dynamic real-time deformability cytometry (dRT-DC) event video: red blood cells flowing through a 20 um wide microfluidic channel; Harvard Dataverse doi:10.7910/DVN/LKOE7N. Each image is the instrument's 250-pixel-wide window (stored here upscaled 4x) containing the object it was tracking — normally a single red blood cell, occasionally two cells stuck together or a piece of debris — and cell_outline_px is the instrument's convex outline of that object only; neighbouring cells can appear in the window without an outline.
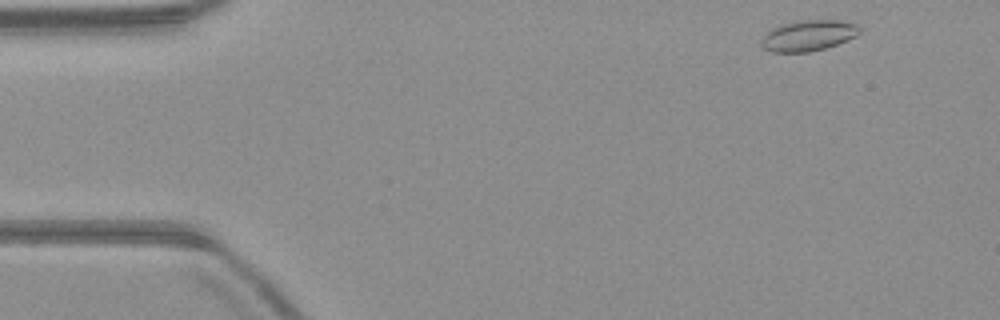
{"species": "common noctule bat (a hibernating species)", "species_latin": "Nyctalus noctula", "temperature_condition": "warm", "stored_images_in_passage": 47, "camera_frame_rate_fps": 3000, "um_per_image_px": 0.085, "animal": {"sex": "male", "body_mass_g": 23.1, "forearm_length_mm": 52.7}, "frame": {"image": 1, "passage_image": 1, "time_ms": 0.0, "image_size_px": [1000, 320], "cell_outline_px": [[860, 32], [856, 36], [848, 40], [824, 48], [808, 52], [772, 52], [764, 48], [760, 44], [760, 40], [772, 28], [780, 24], [792, 20], [844, 20], [860, 24]], "centroid_in_image_um": [68.73, 3.0], "position_along_channel_um": 16.3, "area_um2": 17.92}}
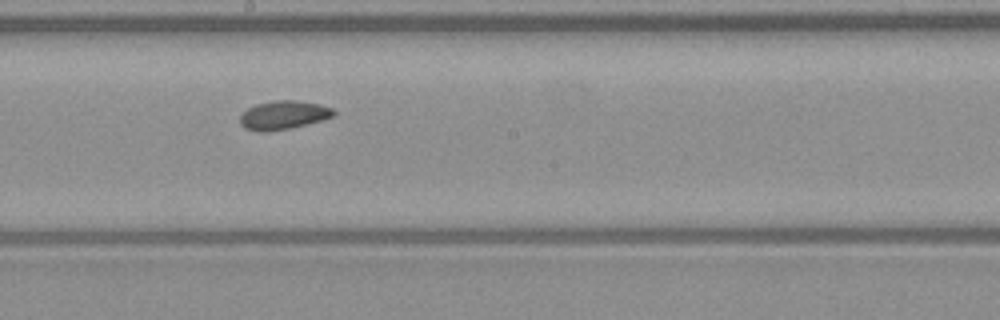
{"frame": {"image": 2, "passage_image": 24, "time_ms": 7.667, "image_size_px": [1000, 320], "cell_outline_px": [[336, 116], [324, 120], [288, 128], [268, 132], [260, 132], [244, 128], [240, 124], [240, 116], [248, 108], [256, 104], [276, 100], [296, 100], [320, 104], [332, 108], [336, 112]], "centroid_in_image_um": [24.12, 9.78], "position_along_channel_um": 224.1, "area_um2": 15.72}}
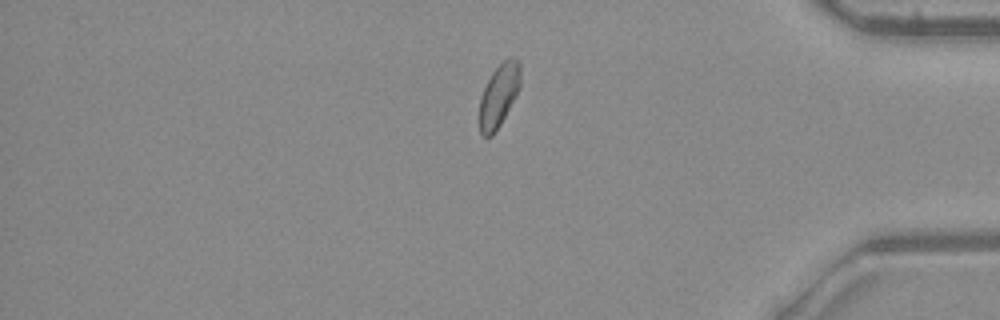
{"frame": {"image": 3, "passage_image": 39, "time_ms": 12.667, "image_size_px": [1000, 320], "cell_outline_px": [[520, 88], [500, 124], [492, 136], [484, 136], [480, 132], [480, 96], [492, 72], [508, 56], [512, 56], [520, 60]], "centroid_in_image_um": [42.42, 8.06], "position_along_channel_um": 392.8, "area_um2": 14.91}, "authors_computed_cell_mechanics": {"area_um2": 15.6638, "velocity_mm_per_s": 4.0018, "shape_relaxation_time_tau1_ms": 6.9023, "shape_relaxation_time_tau2_ms": 2.1306, "deformation_change_tau1": 0.1081, "deformation_change_tau2": 0.0637}}